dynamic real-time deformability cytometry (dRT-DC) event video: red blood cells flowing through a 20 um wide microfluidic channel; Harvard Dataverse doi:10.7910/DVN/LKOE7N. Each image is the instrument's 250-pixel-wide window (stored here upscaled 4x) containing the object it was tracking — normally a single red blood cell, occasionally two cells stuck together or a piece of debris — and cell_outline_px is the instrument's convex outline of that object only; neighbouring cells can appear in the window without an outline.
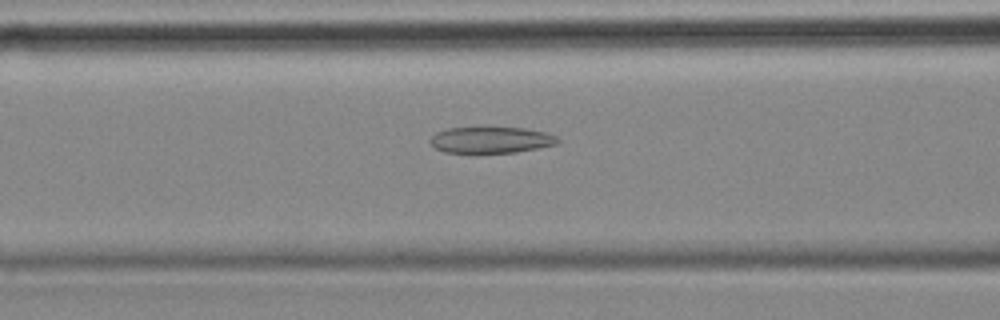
{"species": "common noctule bat (a hibernating species)", "species_latin": "Nyctalus noctula", "temperature_condition": "cold", "stored_images_in_passage": 34, "camera_frame_rate_fps": 3000, "um_per_image_px": 0.085, "animal": {"sex": "female", "body_mass_g": 18.4}, "frame": {"image": 1, "passage_image": 6, "time_ms": 1.667, "image_size_px": [1000, 320], "cell_outline_px": [[560, 140], [556, 144], [516, 152], [444, 152], [436, 148], [428, 140], [436, 132], [448, 128], [524, 128], [544, 132], [556, 136]], "centroid_in_image_um": [41.72, 11.89], "position_along_channel_um": 124.9, "area_um2": 19.13}}
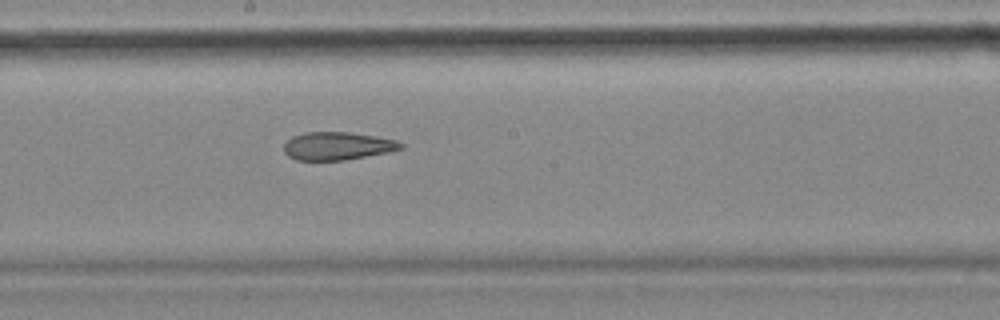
{"frame": {"image": 2, "passage_image": 14, "time_ms": 4.333, "image_size_px": [1000, 320], "cell_outline_px": [[404, 148], [388, 152], [344, 160], [296, 160], [288, 156], [284, 152], [284, 144], [292, 136], [304, 132], [348, 132], [376, 136], [396, 140], [404, 144]], "centroid_in_image_um": [28.68, 12.4], "position_along_channel_um": 219.5, "area_um2": 19.07}}
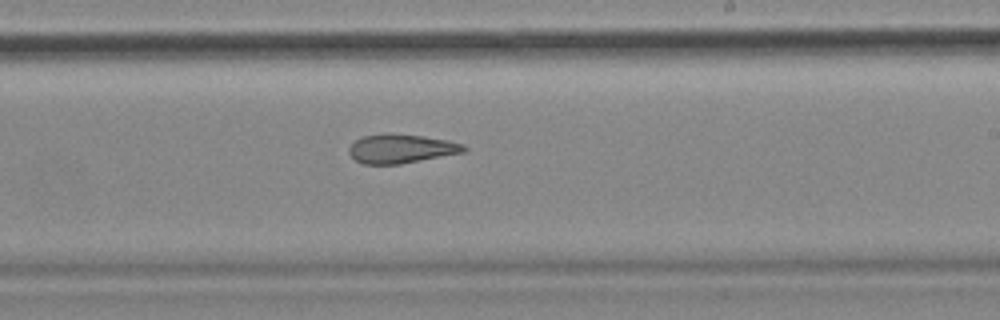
{"frame": {"image": 3, "passage_image": 17, "time_ms": 5.333, "image_size_px": [1000, 320], "cell_outline_px": [[468, 148], [464, 152], [400, 164], [364, 164], [356, 160], [348, 152], [348, 148], [356, 140], [364, 136], [384, 132], [388, 132], [424, 136], [448, 140], [464, 144]], "centroid_in_image_um": [34.1, 12.62], "position_along_channel_um": 254.9, "area_um2": 19.54}, "authors_computed_cell_mechanics": {"area_um2": 19.9988, "velocity_mm_per_s": 3.5575, "shape_relaxation_time_tau1_ms": null, "shape_relaxation_time_tau2_ms": 4.3535, "deformation_change_tau1": null, "deformation_change_tau2": 0.139}}